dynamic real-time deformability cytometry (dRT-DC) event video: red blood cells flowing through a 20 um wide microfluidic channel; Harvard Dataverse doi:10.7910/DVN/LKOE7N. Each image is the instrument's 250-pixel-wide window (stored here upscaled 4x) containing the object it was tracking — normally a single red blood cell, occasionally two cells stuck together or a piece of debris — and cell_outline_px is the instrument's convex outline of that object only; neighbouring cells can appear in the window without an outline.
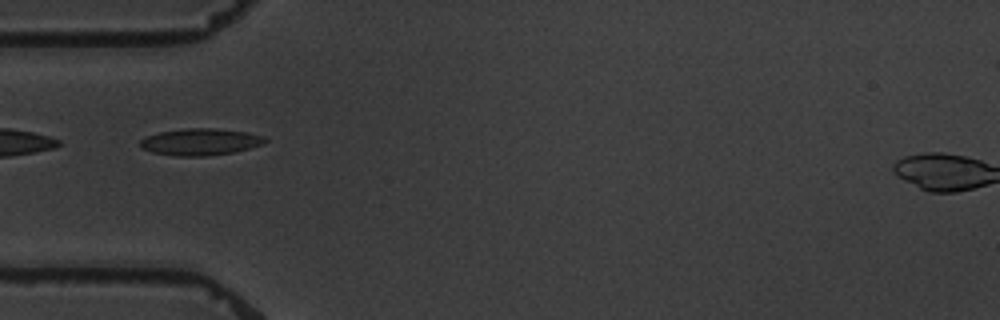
{"species": "common noctule bat (a hibernating species)", "species_latin": "Nyctalus noctula", "temperature_condition": "warm", "stored_images_in_passage": 6, "camera_frame_rate_fps": 3000, "um_per_image_px": 0.085, "animal": {"sex": "male", "body_mass_g": 19.5, "forearm_length_mm": 54.6}, "frame": {"image": 1, "passage_image": 3, "time_ms": 2.333, "image_size_px": [1000, 320], "cell_outline_px": [[268, 140], [260, 144], [248, 148], [232, 152], [204, 156], [176, 156], [152, 152], [140, 148], [140, 140], [144, 136], [160, 132], [184, 128], [216, 128], [248, 132], [264, 136]], "centroid_in_image_um": [16.98, 12.05], "position_along_channel_um": 68.0, "area_um2": 19.48}}
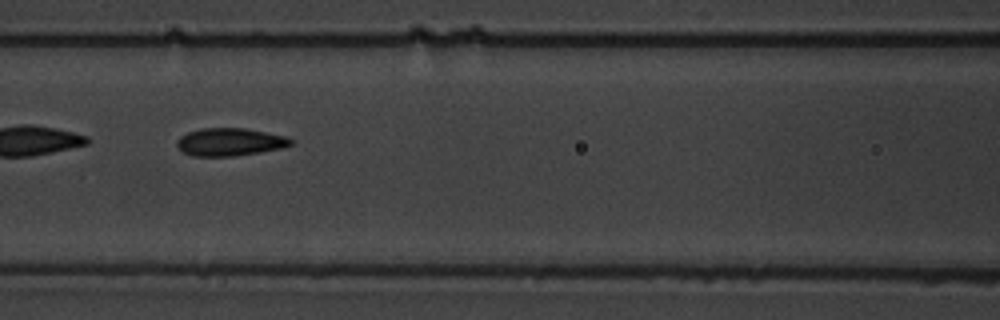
{"frame": {"image": 2, "passage_image": 5, "time_ms": 4.667, "image_size_px": [1000, 320], "cell_outline_px": [[296, 140], [292, 144], [280, 148], [260, 152], [236, 156], [192, 156], [184, 152], [176, 144], [176, 140], [180, 136], [188, 132], [200, 128], [244, 128], [288, 136]], "centroid_in_image_um": [19.56, 12.06], "position_along_channel_um": 147.0, "area_um2": 18.55}}